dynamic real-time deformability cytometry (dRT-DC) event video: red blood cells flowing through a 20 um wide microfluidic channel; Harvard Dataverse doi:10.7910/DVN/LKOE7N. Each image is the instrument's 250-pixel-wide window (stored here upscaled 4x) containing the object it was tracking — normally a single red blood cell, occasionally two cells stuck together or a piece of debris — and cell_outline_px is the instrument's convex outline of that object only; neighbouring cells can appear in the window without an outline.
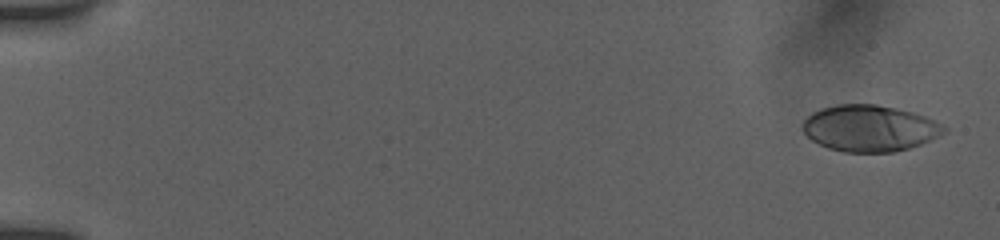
{"species": "human", "species_latin": "Homo sapiens", "temperature_condition": "room temperature", "stored_images_in_passage": 38, "camera_frame_rate_fps": 3000, "um_per_image_px": 0.085, "donor": {"sex": "female"}, "frame": {"image": 1, "passage_image": 1, "time_ms": 0.0, "image_size_px": [1000, 240], "cell_outline_px": [[948, 132], [920, 144], [908, 148], [892, 152], [844, 152], [828, 148], [812, 140], [800, 128], [804, 120], [812, 112], [820, 108], [836, 104], [876, 104], [896, 108], [912, 112], [924, 116], [944, 124], [948, 128]], "centroid_in_image_um": [73.92, 10.89], "position_along_channel_um": 11.1, "area_um2": 38.38}}
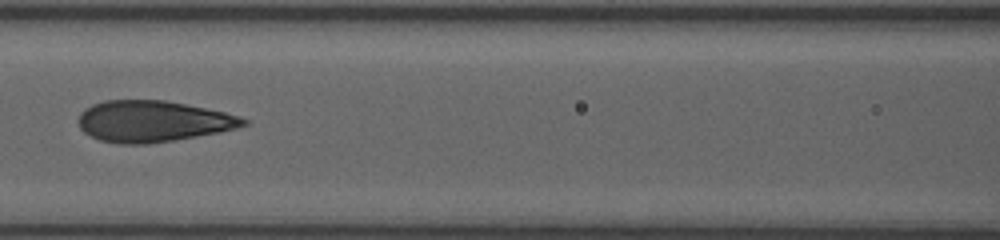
{"frame": {"image": 2, "passage_image": 16, "time_ms": 8.0, "image_size_px": [1000, 240], "cell_outline_px": [[248, 124], [236, 128], [220, 132], [148, 144], [120, 144], [100, 140], [84, 132], [80, 128], [80, 112], [84, 108], [92, 104], [104, 100], [164, 100], [224, 112], [240, 116], [248, 120]], "centroid_in_image_um": [12.98, 10.31], "position_along_channel_um": 153.6, "area_um2": 39.42}}
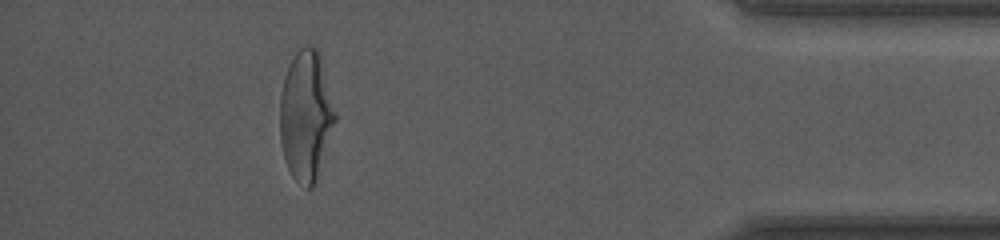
{"frame": {"image": 3, "passage_image": 33, "time_ms": 15.667, "image_size_px": [1000, 240], "cell_outline_px": [[336, 120], [316, 184], [312, 188], [304, 188], [292, 176], [284, 160], [280, 140], [280, 96], [284, 76], [288, 64], [296, 52], [300, 48], [308, 44], [316, 48], [320, 52], [336, 112]], "centroid_in_image_um": [26.01, 9.84], "position_along_channel_um": 409.2, "area_um2": 42.48}, "authors_computed_cell_mechanics": {"area_um2": 39.4196, "velocity_mm_per_s": 3.8888, "shape_relaxation_time_tau1_ms": 5.6815, "shape_relaxation_time_tau2_ms": 0.7747, "deformation_change_tau1": 0.2075, "deformation_change_tau2": 0.0819}}